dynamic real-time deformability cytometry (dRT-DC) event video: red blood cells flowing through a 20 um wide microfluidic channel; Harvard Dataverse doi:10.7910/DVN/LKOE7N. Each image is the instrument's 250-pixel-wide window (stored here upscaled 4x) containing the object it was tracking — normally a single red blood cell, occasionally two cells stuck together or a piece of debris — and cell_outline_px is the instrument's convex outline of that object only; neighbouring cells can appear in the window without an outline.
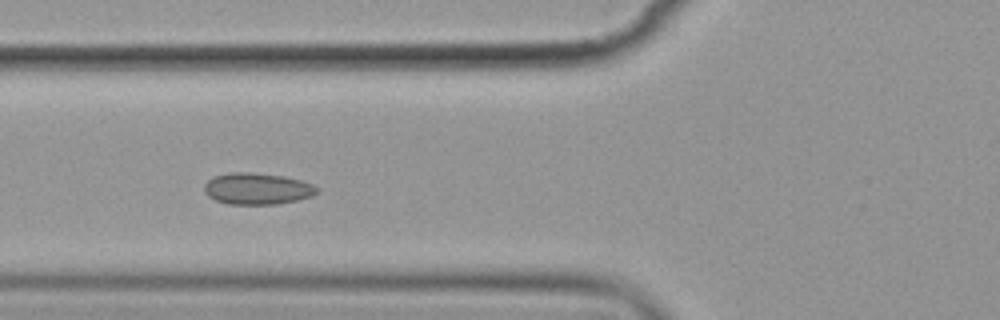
{"species": "common noctule bat (a hibernating species)", "species_latin": "Nyctalus noctula", "temperature_condition": "cold", "stored_images_in_passage": 5, "camera_frame_rate_fps": 3000, "um_per_image_px": 0.085, "animal": {"sex": "female", "body_mass_g": 19.9}, "frame": {"image": 1, "passage_image": 4, "time_ms": 4.0, "image_size_px": [1000, 320], "cell_outline_px": [[316, 192], [312, 196], [296, 200], [276, 204], [228, 204], [216, 200], [208, 196], [204, 192], [204, 184], [208, 180], [216, 176], [232, 172], [252, 172], [284, 176], [300, 180], [312, 184], [316, 188]], "centroid_in_image_um": [21.83, 16.04], "position_along_channel_um": 104.0, "area_um2": 20.52}}
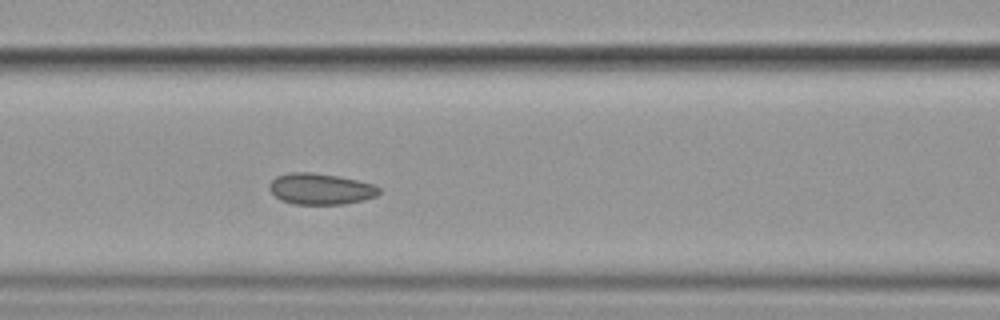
{"frame": {"image": 2, "passage_image": 5, "time_ms": 5.0, "image_size_px": [1000, 320], "cell_outline_px": [[380, 192], [376, 196], [364, 200], [344, 204], [292, 204], [280, 200], [268, 188], [268, 184], [276, 176], [288, 172], [312, 172], [340, 176], [372, 184], [380, 188]], "centroid_in_image_um": [27.22, 16.05], "position_along_channel_um": 139.4, "area_um2": 20.06}}